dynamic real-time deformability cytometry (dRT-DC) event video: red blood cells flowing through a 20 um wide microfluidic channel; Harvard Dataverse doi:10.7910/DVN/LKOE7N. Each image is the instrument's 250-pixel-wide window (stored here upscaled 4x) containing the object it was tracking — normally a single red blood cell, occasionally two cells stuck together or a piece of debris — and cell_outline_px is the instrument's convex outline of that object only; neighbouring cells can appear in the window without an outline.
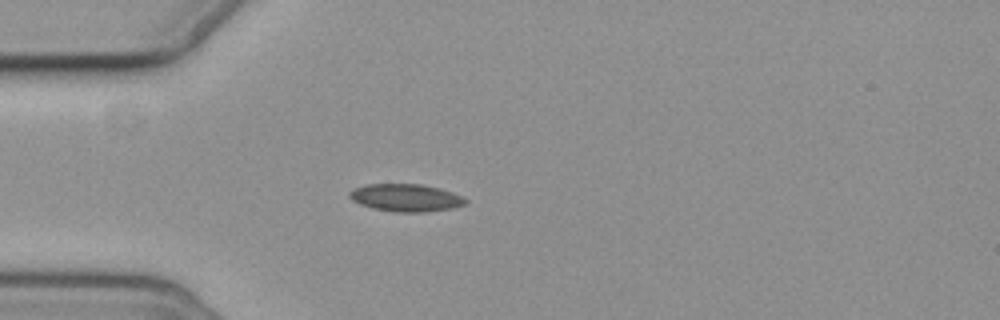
{"species": "common noctule bat (a hibernating species)", "species_latin": "Nyctalus noctula", "temperature_condition": "cold", "stored_images_in_passage": 5, "camera_frame_rate_fps": 3000, "um_per_image_px": 0.085, "animal": {"sex": "female", "body_mass_g": 19.3, "forearm_length_mm": 54.1}, "frame": {"image": 1, "passage_image": 4, "time_ms": 4.667, "image_size_px": [1000, 320], "cell_outline_px": [[468, 204], [452, 208], [428, 212], [392, 212], [372, 208], [360, 204], [352, 200], [348, 196], [348, 192], [364, 184], [420, 184], [452, 192], [468, 200]], "centroid_in_image_um": [34.48, 16.82], "position_along_channel_um": 50.5, "area_um2": 18.67}}